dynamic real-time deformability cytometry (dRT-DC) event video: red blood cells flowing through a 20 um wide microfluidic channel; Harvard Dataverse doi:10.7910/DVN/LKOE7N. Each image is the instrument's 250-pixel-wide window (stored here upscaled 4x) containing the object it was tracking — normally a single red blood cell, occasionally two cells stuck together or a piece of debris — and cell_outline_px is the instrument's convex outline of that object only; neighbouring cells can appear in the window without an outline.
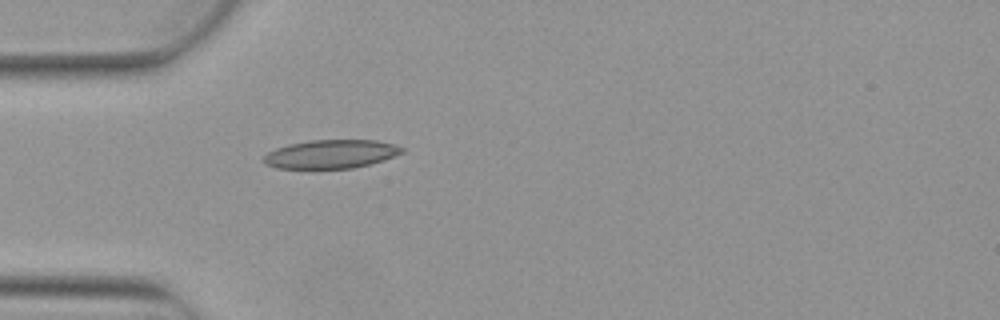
{"species": "Egyptian fruit bat (a non-hibernating species)", "species_latin": "Rousettus aegyptiacus", "temperature_condition": "warm", "stored_images_in_passage": 5, "camera_frame_rate_fps": 3000, "um_per_image_px": 0.085, "animal": {"sex": "female"}, "frame": {"image": 1, "passage_image": 5, "time_ms": 1.333, "image_size_px": [1000, 320], "cell_outline_px": [[404, 152], [384, 160], [372, 164], [352, 168], [276, 168], [264, 164], [264, 156], [268, 152], [276, 148], [288, 144], [308, 140], [376, 140], [392, 144], [404, 148]], "centroid_in_image_um": [28.13, 13.09], "position_along_channel_um": 56.9, "area_um2": 23.06}}